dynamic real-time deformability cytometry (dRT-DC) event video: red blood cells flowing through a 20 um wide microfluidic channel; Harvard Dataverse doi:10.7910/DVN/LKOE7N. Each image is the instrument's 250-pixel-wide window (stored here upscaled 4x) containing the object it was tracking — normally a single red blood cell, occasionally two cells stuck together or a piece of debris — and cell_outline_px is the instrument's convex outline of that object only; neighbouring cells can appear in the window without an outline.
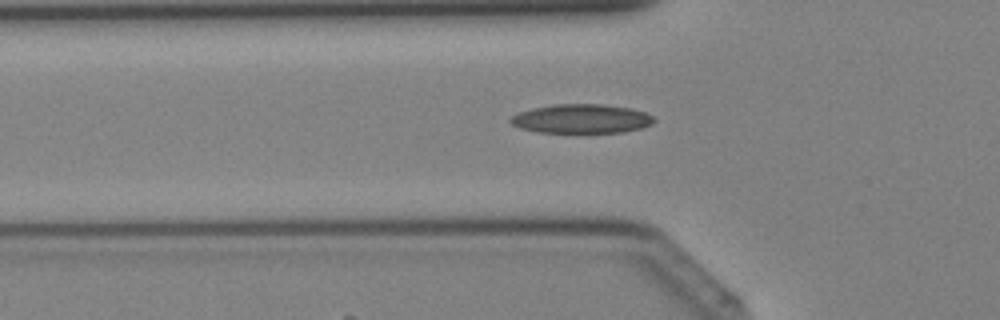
{"species": "Egyptian fruit bat (a non-hibernating species)", "species_latin": "Rousettus aegyptiacus", "temperature_condition": "cold", "stored_images_in_passage": 39, "camera_frame_rate_fps": 3000, "um_per_image_px": 0.085, "animal": {"sex": "female"}, "frame": {"image": 1, "passage_image": 13, "time_ms": 4.0, "image_size_px": [1000, 320], "cell_outline_px": [[656, 120], [652, 124], [644, 128], [624, 132], [540, 132], [520, 128], [512, 124], [508, 120], [512, 116], [520, 112], [532, 108], [556, 104], [600, 104], [632, 108], [644, 112], [652, 116]], "centroid_in_image_um": [49.46, 10.09], "position_along_channel_um": 76.3, "area_um2": 24.28}}
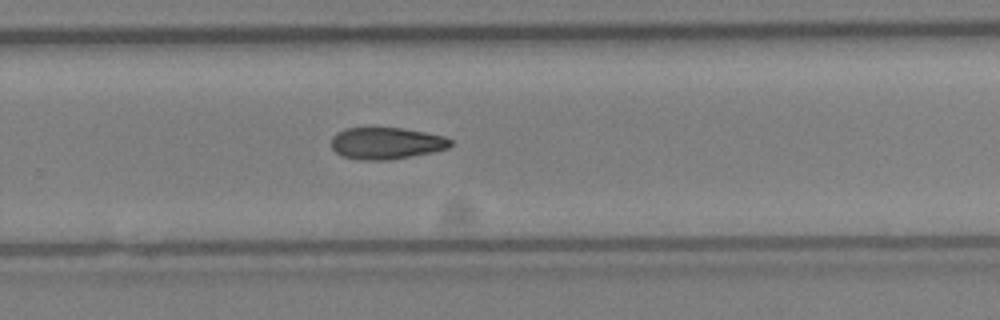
{"frame": {"image": 2, "passage_image": 26, "time_ms": 8.333, "image_size_px": [1000, 320], "cell_outline_px": [[452, 144], [448, 148], [432, 152], [388, 160], [360, 160], [340, 156], [332, 148], [332, 136], [336, 132], [344, 128], [404, 128], [444, 136], [452, 140]], "centroid_in_image_um": [32.81, 12.17], "position_along_channel_um": 297.0, "area_um2": 22.14}}
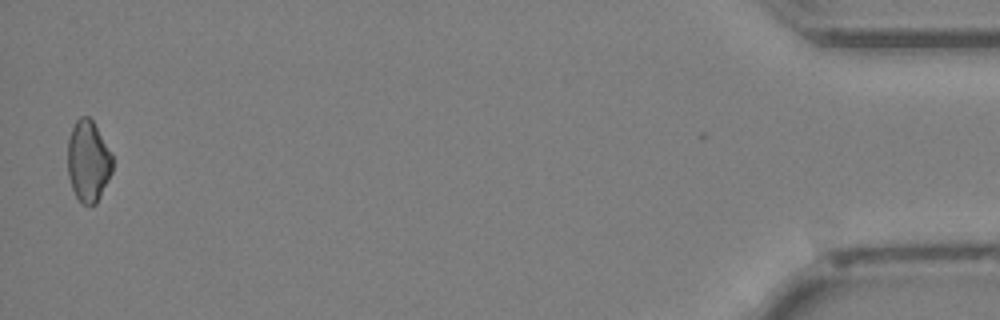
{"frame": {"image": 3, "passage_image": 39, "time_ms": 12.667, "image_size_px": [1000, 320], "cell_outline_px": [[112, 172], [96, 204], [84, 204], [76, 196], [72, 188], [68, 176], [68, 140], [72, 128], [76, 120], [80, 116], [88, 116], [92, 120], [112, 156]], "centroid_in_image_um": [7.48, 13.7], "position_along_channel_um": 427.7, "area_um2": 20.87}}